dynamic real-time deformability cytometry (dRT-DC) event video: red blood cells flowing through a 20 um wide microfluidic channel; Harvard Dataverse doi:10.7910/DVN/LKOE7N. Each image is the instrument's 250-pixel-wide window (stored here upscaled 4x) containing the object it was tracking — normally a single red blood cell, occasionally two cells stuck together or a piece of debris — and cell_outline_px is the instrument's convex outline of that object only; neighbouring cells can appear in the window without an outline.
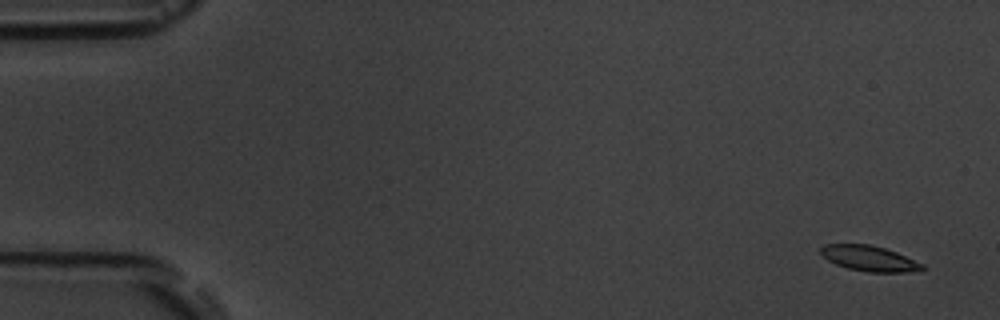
{"species": "common noctule bat (a hibernating species)", "species_latin": "Nyctalus noctula", "temperature_condition": "room temperature", "stored_images_in_passage": 4, "camera_frame_rate_fps": 3000, "um_per_image_px": 0.085, "animal": {"sex": "male", "body_mass_g": 19.5, "forearm_length_mm": 54.6}, "frame": {"image": 1, "passage_image": 1, "time_ms": 0.0, "image_size_px": [1000, 320], "cell_outline_px": [[924, 268], [920, 272], [868, 272], [848, 268], [836, 264], [828, 260], [820, 252], [820, 248], [824, 244], [872, 244], [896, 252], [924, 264]], "centroid_in_image_um": [73.92, 21.97], "position_along_channel_um": 11.1, "area_um2": 15.09}}